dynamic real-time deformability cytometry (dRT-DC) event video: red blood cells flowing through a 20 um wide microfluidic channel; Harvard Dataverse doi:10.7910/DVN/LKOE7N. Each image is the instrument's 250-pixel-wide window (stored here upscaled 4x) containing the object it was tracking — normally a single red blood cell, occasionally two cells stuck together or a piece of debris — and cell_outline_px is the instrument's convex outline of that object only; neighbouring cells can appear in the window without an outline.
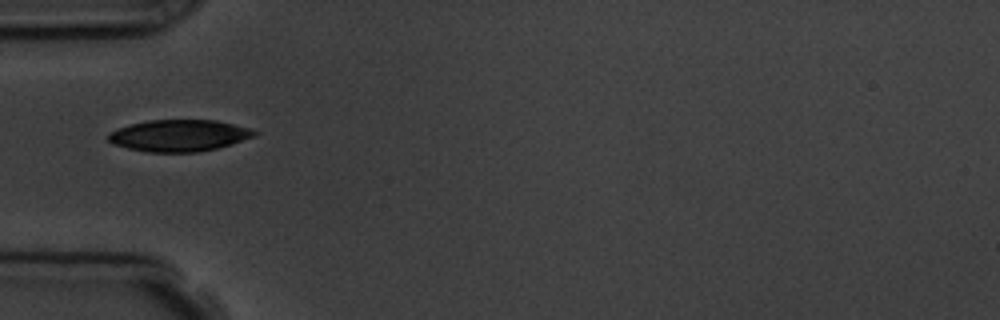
{"species": "common noctule bat (a hibernating species)", "species_latin": "Nyctalus noctula", "temperature_condition": "room temperature", "stored_images_in_passage": 9, "camera_frame_rate_fps": 3000, "um_per_image_px": 0.085, "animal": {"sex": "male", "body_mass_g": 19.5, "forearm_length_mm": 54.6}, "frame": {"image": 1, "passage_image": 6, "time_ms": 5.667, "image_size_px": [1000, 320], "cell_outline_px": [[256, 136], [232, 144], [216, 148], [196, 152], [148, 152], [128, 148], [116, 144], [108, 140], [108, 136], [112, 132], [120, 128], [132, 124], [148, 120], [216, 120], [252, 128], [256, 132]], "centroid_in_image_um": [15.29, 11.52], "position_along_channel_um": 69.7, "area_um2": 26.7}}